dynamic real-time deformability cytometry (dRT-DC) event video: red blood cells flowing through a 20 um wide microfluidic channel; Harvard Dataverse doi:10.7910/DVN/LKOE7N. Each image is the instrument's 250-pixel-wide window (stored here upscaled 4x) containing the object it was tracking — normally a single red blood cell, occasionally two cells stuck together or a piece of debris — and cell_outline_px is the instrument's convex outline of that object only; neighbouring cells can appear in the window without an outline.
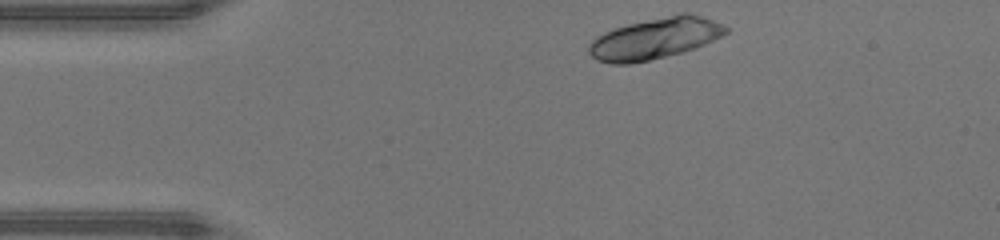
{"species": "human", "species_latin": "Homo sapiens", "temperature_condition": "warm", "stored_images_in_passage": 33, "camera_frame_rate_fps": 3000, "um_per_image_px": 0.085, "donor": {"sex": "male"}, "frame": {"image": 1, "passage_image": 1, "time_ms": 0.0, "image_size_px": [1000, 240], "cell_outline_px": [[728, 32], [696, 48], [632, 64], [612, 64], [596, 60], [588, 52], [588, 44], [596, 36], [604, 32], [628, 24], [680, 12], [688, 12], [724, 24], [728, 28]], "centroid_in_image_um": [55.64, 3.26], "position_along_channel_um": 29.4, "area_um2": 32.77}}
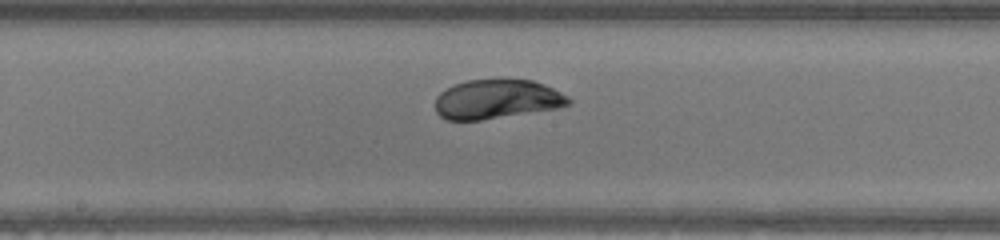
{"frame": {"image": 2, "passage_image": 17, "time_ms": 5.333, "image_size_px": [1000, 240], "cell_outline_px": [[572, 104], [560, 108], [480, 120], [448, 120], [440, 116], [436, 112], [436, 96], [440, 92], [456, 84], [468, 80], [532, 80], [544, 84], [568, 96], [572, 100]], "centroid_in_image_um": [42.26, 8.45], "position_along_channel_um": 205.9, "area_um2": 30.4}}
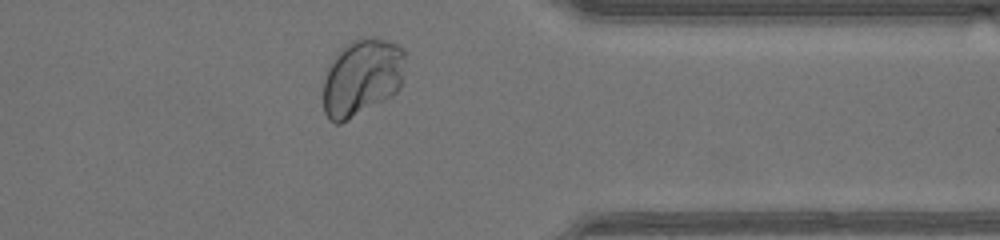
{"frame": {"image": 3, "passage_image": 30, "time_ms": 9.667, "image_size_px": [1000, 240], "cell_outline_px": [[404, 56], [400, 88], [392, 96], [340, 124], [336, 124], [328, 120], [324, 112], [324, 80], [328, 68], [332, 60], [340, 48], [344, 44], [360, 36], [372, 36], [388, 40], [404, 48]], "centroid_in_image_um": [30.75, 6.55], "position_along_channel_um": 380.7, "area_um2": 37.05}, "authors_computed_cell_mechanics": {"area_um2": 31.4432, "velocity_mm_per_s": 4.3081, "shape_relaxation_time_tau1_ms": 2.4278, "shape_relaxation_time_tau2_ms": null, "deformation_change_tau1": 0.1353, "deformation_change_tau2": null}}